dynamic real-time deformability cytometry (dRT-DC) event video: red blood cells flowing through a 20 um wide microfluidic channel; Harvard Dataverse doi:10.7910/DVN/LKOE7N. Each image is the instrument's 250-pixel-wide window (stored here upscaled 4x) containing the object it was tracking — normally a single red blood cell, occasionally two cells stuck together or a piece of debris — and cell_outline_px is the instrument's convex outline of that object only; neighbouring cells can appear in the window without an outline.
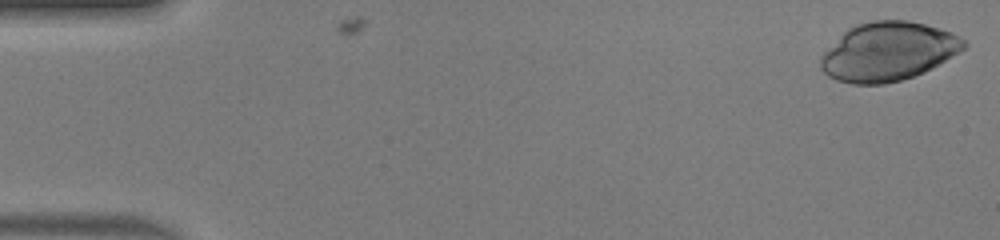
{"species": "human", "species_latin": "Homo sapiens", "temperature_condition": "warm", "stored_images_in_passage": 47, "camera_frame_rate_fps": 3000, "um_per_image_px": 0.085, "donor": {"sex": "male"}, "frame": {"image": 1, "passage_image": 1, "time_ms": 0.0, "image_size_px": [1000, 240], "cell_outline_px": [[968, 44], [960, 52], [932, 68], [924, 72], [900, 80], [884, 84], [852, 84], [836, 80], [828, 76], [820, 68], [820, 56], [848, 28], [856, 24], [872, 20], [908, 20], [940, 28], [952, 32], [960, 36]], "centroid_in_image_um": [75.49, 4.38], "position_along_channel_um": 9.5, "area_um2": 49.01}}
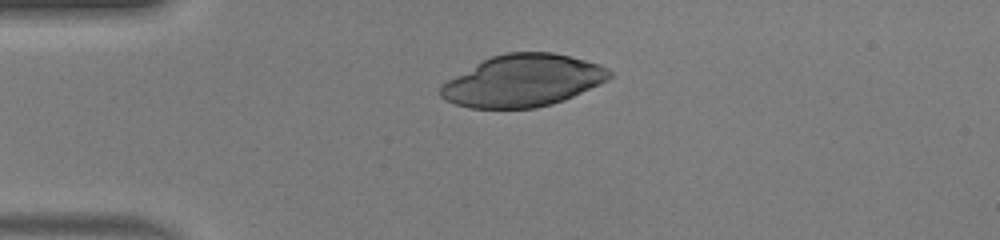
{"frame": {"image": 2, "passage_image": 12, "time_ms": 3.667, "image_size_px": [1000, 240], "cell_outline_px": [[612, 76], [608, 80], [600, 84], [564, 100], [552, 104], [536, 108], [468, 108], [444, 100], [440, 96], [440, 84], [484, 60], [492, 56], [508, 52], [552, 52], [600, 64], [608, 68], [612, 72]], "centroid_in_image_um": [44.45, 6.87], "position_along_channel_um": 40.5, "area_um2": 50.98}}